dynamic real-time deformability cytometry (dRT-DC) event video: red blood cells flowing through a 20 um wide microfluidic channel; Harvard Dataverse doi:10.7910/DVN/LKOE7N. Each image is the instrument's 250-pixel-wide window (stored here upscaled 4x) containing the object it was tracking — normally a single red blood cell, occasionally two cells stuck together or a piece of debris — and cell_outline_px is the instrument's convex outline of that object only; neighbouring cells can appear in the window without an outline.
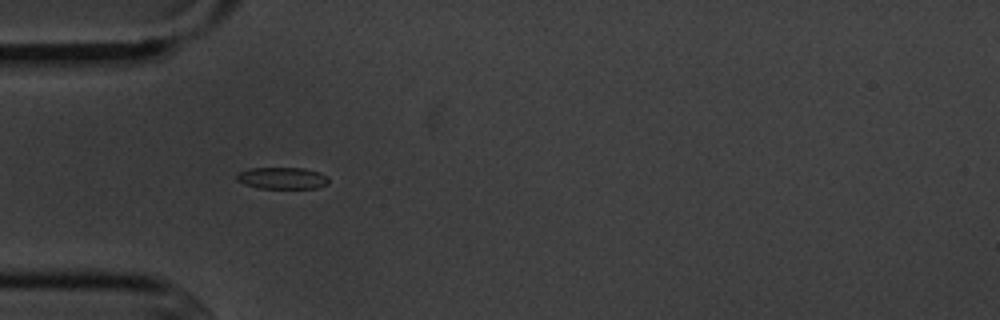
{"species": "common noctule bat (a hibernating species)", "species_latin": "Nyctalus noctula", "temperature_condition": "cold", "stored_images_in_passage": 10, "camera_frame_rate_fps": 3000, "um_per_image_px": 0.085, "animal": {"sex": "male", "body_mass_g": 20.1, "forearm_length_mm": 53.5}, "frame": {"image": 1, "passage_image": 2, "time_ms": 1.0, "image_size_px": [1000, 320], "cell_outline_px": [[328, 184], [316, 188], [260, 188], [244, 184], [236, 180], [236, 176], [240, 172], [248, 168], [304, 168], [320, 172], [328, 176]], "centroid_in_image_um": [24.01, 15.14], "position_along_channel_um": 61.0, "area_um2": 11.68}}
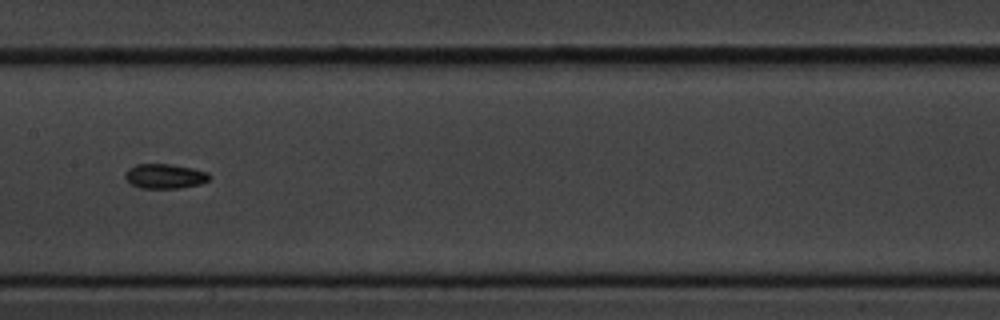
{"frame": {"image": 2, "passage_image": 5, "time_ms": 4.667, "image_size_px": [1000, 320], "cell_outline_px": [[208, 180], [200, 184], [180, 188], [140, 188], [132, 184], [124, 176], [124, 172], [128, 168], [136, 164], [172, 164], [192, 168], [208, 172]], "centroid_in_image_um": [13.98, 14.97], "position_along_channel_um": 193.4, "area_um2": 12.08}}
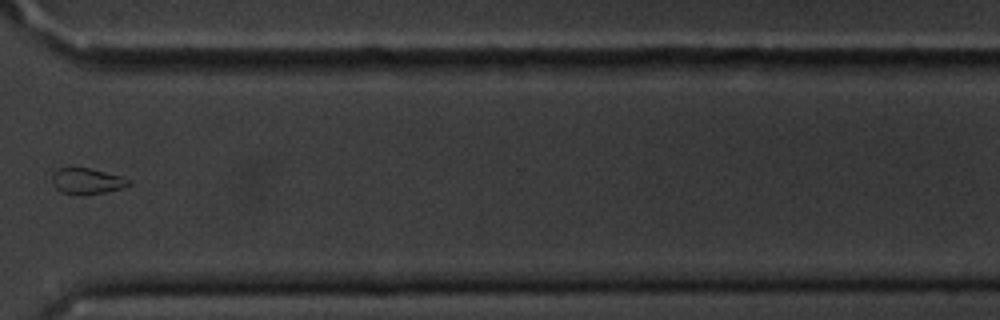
{"frame": {"image": 3, "passage_image": 9, "time_ms": 9.333, "image_size_px": [1000, 320], "cell_outline_px": [[132, 184], [120, 188], [88, 196], [76, 196], [60, 192], [52, 184], [52, 172], [60, 168], [88, 168], [120, 176], [132, 180]], "centroid_in_image_um": [7.36, 15.43], "position_along_channel_um": 363.2, "area_um2": 11.79}}